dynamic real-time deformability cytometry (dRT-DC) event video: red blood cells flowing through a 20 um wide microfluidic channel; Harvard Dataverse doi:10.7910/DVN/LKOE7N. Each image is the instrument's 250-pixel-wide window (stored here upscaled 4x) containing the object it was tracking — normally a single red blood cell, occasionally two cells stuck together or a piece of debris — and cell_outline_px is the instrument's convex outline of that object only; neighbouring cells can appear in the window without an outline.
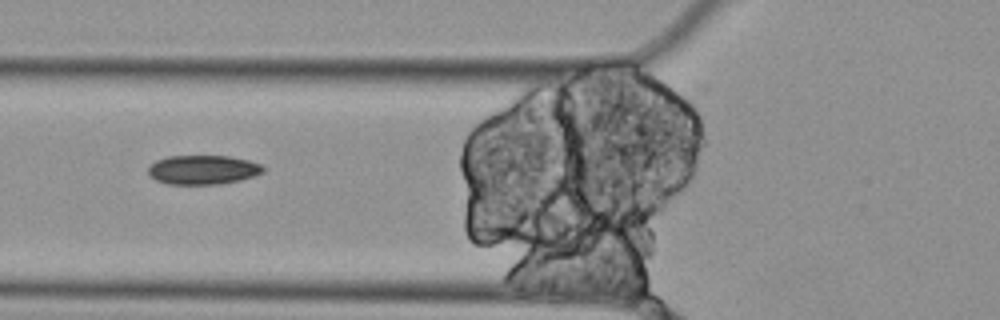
{"species": "Egyptian fruit bat (a non-hibernating species)", "species_latin": "Rousettus aegyptiacus", "temperature_condition": "cold", "stored_images_in_passage": 9, "camera_frame_rate_fps": 3000, "um_per_image_px": 0.085, "animal": {"sex": "female"}, "frame": {"image": 1, "passage_image": 6, "time_ms": 1.667, "image_size_px": [1000, 320], "cell_outline_px": [[264, 172], [240, 180], [220, 184], [168, 184], [156, 180], [148, 176], [148, 164], [156, 160], [168, 156], [228, 156], [248, 160], [260, 164], [264, 168]], "centroid_in_image_um": [17.2, 14.43], "position_along_channel_um": 108.6, "area_um2": 19.65}}
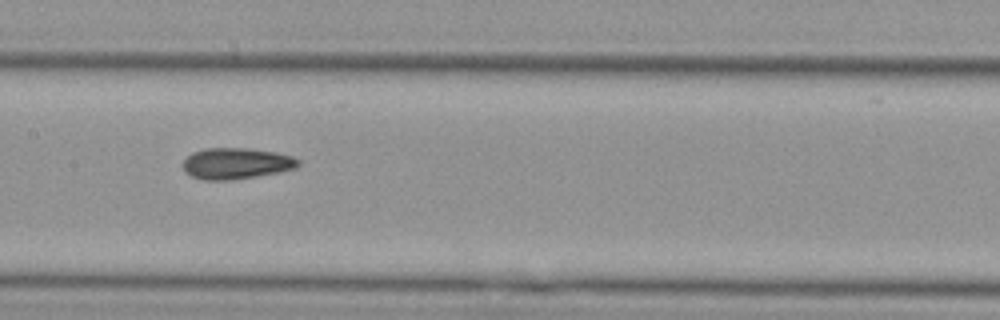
{"frame": {"image": 2, "passage_image": 8, "time_ms": 2.333, "image_size_px": [1000, 320], "cell_outline_px": [[300, 164], [296, 168], [280, 172], [232, 180], [204, 180], [192, 176], [184, 172], [180, 164], [192, 152], [204, 148], [248, 148], [276, 152], [292, 156], [300, 160]], "centroid_in_image_um": [20.06, 13.89], "position_along_channel_um": 187.3, "area_um2": 21.21}}
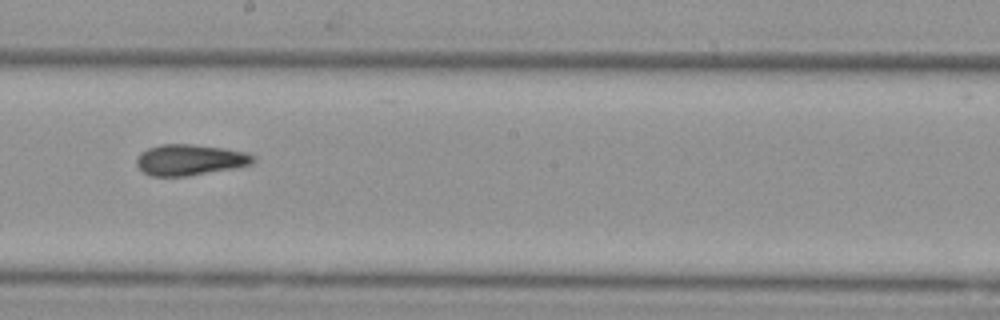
{"frame": {"image": 3, "passage_image": 9, "time_ms": 2.667, "image_size_px": [1000, 320], "cell_outline_px": [[256, 160], [252, 164], [232, 168], [184, 176], [152, 176], [144, 172], [136, 164], [136, 156], [140, 152], [148, 148], [160, 144], [192, 144], [224, 148], [248, 152], [256, 156]], "centroid_in_image_um": [16.14, 13.57], "position_along_channel_um": 232.1, "area_um2": 21.04}}